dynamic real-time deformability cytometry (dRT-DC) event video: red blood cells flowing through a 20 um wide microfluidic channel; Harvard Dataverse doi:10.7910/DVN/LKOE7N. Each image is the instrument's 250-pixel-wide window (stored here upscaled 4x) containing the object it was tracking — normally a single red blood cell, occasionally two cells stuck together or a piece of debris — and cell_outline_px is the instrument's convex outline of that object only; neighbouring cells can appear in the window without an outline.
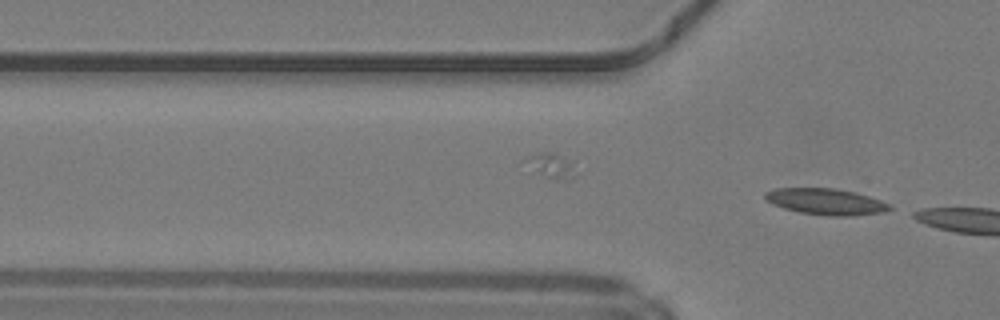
{"species": "common noctule bat (a hibernating species)", "species_latin": "Nyctalus noctula", "temperature_condition": "warm", "stored_images_in_passage": 20, "segment_of_instrument_passage": [2, 2], "camera_frame_rate_fps": 3000, "um_per_image_px": 0.085, "animal": {"sex": "male", "body_mass_g": 19.2, "forearm_length_mm": 51.8}, "frame": {"image": 1, "passage_image": 20, "time_ms": 6.333, "image_size_px": [1000, 320], "cell_outline_px": [[892, 208], [884, 212], [852, 216], [832, 216], [800, 212], [784, 208], [772, 204], [764, 200], [764, 192], [776, 188], [832, 188], [856, 192], [892, 204]], "centroid_in_image_um": [70.2, 17.13], "position_along_channel_um": 55.6, "area_um2": 19.13}}